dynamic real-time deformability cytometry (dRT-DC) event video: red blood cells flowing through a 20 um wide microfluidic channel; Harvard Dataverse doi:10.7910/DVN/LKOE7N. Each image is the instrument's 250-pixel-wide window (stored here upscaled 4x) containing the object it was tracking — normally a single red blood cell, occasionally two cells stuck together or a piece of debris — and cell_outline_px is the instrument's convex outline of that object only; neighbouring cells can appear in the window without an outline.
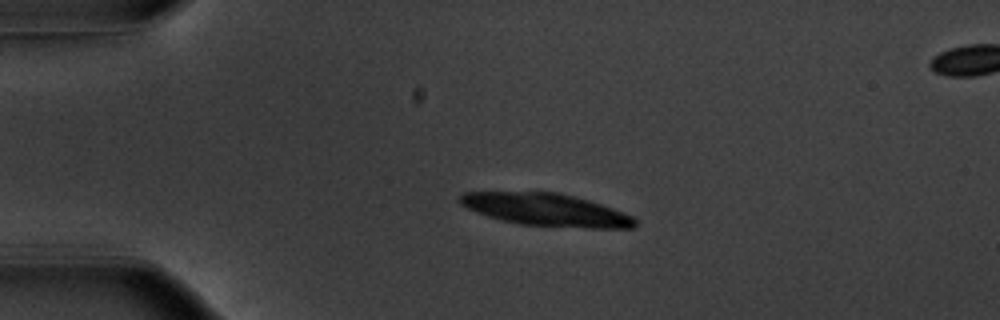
{"species": "common noctule bat (a hibernating species)", "species_latin": "Nyctalus noctula", "temperature_condition": "warm", "stored_images_in_passage": 20, "camera_frame_rate_fps": 3000, "um_per_image_px": 0.085, "animal": {"sex": "male", "body_mass_g": 20.1, "forearm_length_mm": 53.5}, "frame": {"image": 1, "passage_image": 12, "time_ms": 3.667, "image_size_px": [1000, 320], "cell_outline_px": [[636, 228], [588, 228], [520, 224], [500, 220], [476, 212], [460, 204], [456, 200], [464, 192], [556, 192], [588, 200], [624, 212], [632, 216], [636, 220]], "centroid_in_image_um": [46.41, 17.83], "position_along_channel_um": 38.6, "area_um2": 33.0}}